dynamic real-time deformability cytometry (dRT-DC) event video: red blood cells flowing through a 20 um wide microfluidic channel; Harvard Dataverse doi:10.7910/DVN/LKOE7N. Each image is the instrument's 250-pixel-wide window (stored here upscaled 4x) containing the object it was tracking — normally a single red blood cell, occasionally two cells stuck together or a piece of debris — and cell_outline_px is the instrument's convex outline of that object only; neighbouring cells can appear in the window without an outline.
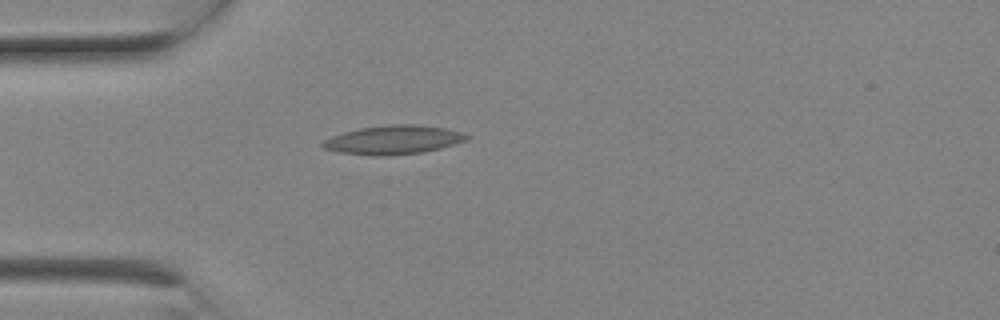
{"species": "Egyptian fruit bat (a non-hibernating species)", "species_latin": "Rousettus aegyptiacus", "temperature_condition": "room temperature", "stored_images_in_passage": 4, "camera_frame_rate_fps": 3000, "um_per_image_px": 0.085, "animal": {"sex": "female"}, "frame": {"image": 1, "passage_image": 1, "time_ms": 0.0, "image_size_px": [1000, 320], "cell_outline_px": [[468, 140], [456, 144], [440, 148], [420, 152], [384, 156], [372, 156], [340, 152], [324, 148], [320, 144], [324, 140], [332, 136], [344, 132], [360, 128], [388, 124], [420, 124], [444, 128], [464, 132], [468, 136]], "centroid_in_image_um": [33.46, 11.88], "position_along_channel_um": 51.5, "area_um2": 24.22}}
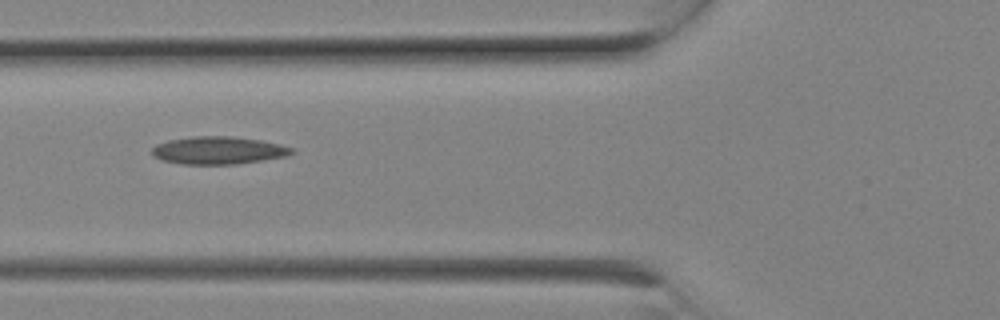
{"frame": {"image": 2, "passage_image": 3, "time_ms": 0.667, "image_size_px": [1000, 320], "cell_outline_px": [[296, 152], [288, 156], [236, 164], [180, 164], [160, 160], [152, 156], [152, 148], [156, 144], [168, 140], [192, 136], [232, 136], [260, 140], [280, 144], [296, 148]], "centroid_in_image_um": [18.57, 12.78], "position_along_channel_um": 107.2, "area_um2": 22.83}}
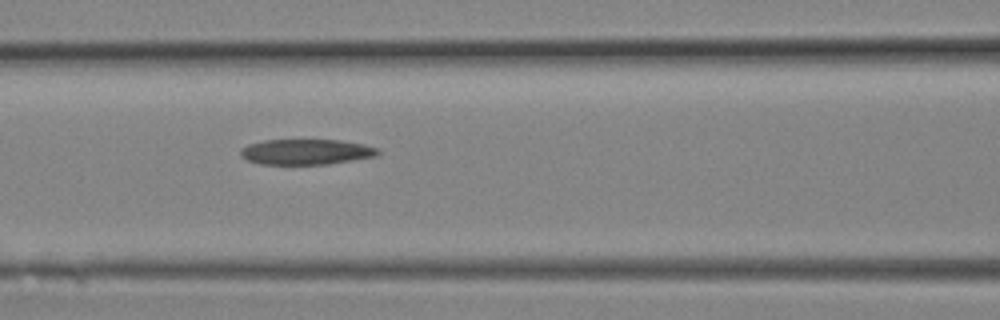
{"frame": {"image": 3, "passage_image": 4, "time_ms": 1.0, "image_size_px": [1000, 320], "cell_outline_px": [[380, 152], [376, 156], [328, 164], [260, 164], [248, 160], [240, 156], [240, 148], [248, 144], [264, 140], [340, 140], [364, 144], [376, 148]], "centroid_in_image_um": [25.99, 12.9], "position_along_channel_um": 140.6, "area_um2": 20.35}}